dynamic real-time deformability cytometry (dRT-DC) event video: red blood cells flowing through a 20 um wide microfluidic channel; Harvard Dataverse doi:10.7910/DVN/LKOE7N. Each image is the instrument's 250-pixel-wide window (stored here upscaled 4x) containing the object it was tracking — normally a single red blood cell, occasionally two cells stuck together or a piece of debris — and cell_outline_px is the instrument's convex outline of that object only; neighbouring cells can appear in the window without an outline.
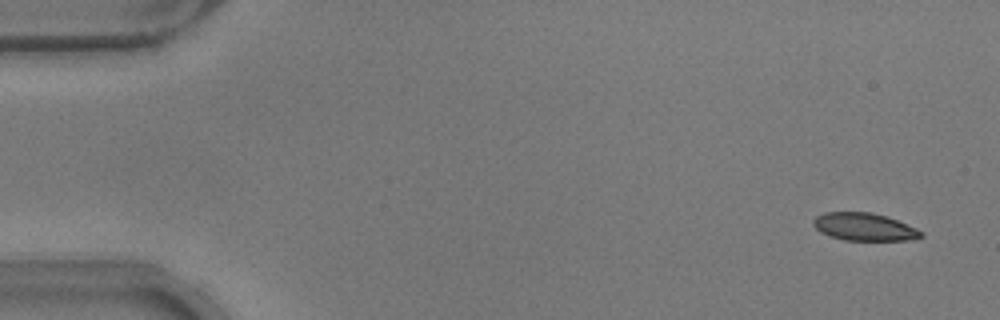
{"species": "common noctule bat (a hibernating species)", "species_latin": "Nyctalus noctula", "temperature_condition": "warm", "stored_images_in_passage": 51, "camera_frame_rate_fps": 3000, "um_per_image_px": 0.085, "animal": {"sex": "male", "body_mass_g": 17.9}, "frame": {"image": 1, "passage_image": 1, "time_ms": 0.0, "image_size_px": [1000, 320], "cell_outline_px": [[924, 236], [908, 240], [844, 240], [828, 236], [820, 232], [812, 224], [812, 220], [816, 216], [824, 212], [872, 212], [888, 216], [916, 228], [924, 232]], "centroid_in_image_um": [73.45, 19.27], "position_along_channel_um": 11.6, "area_um2": 17.57}}
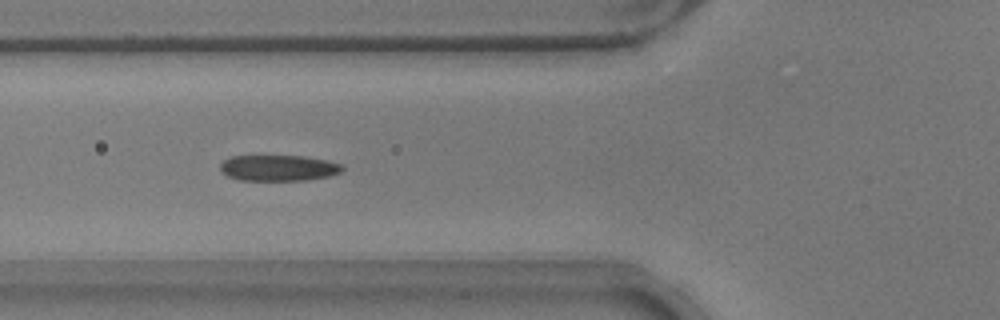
{"frame": {"image": 2, "passage_image": 18, "time_ms": 5.667, "image_size_px": [1000, 320], "cell_outline_px": [[344, 168], [340, 172], [328, 176], [304, 180], [240, 180], [228, 176], [220, 172], [220, 164], [224, 160], [232, 156], [304, 156], [328, 160], [340, 164]], "centroid_in_image_um": [23.65, 14.27], "position_along_channel_um": 102.2, "area_um2": 18.38}}
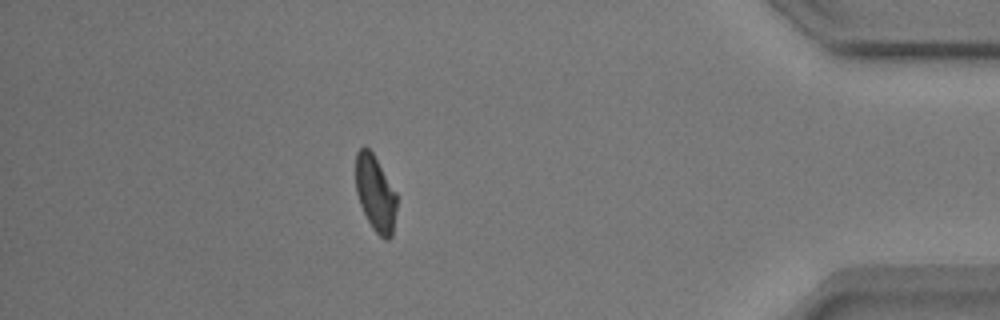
{"frame": {"image": 3, "passage_image": 45, "time_ms": 14.667, "image_size_px": [1000, 320], "cell_outline_px": [[396, 208], [392, 236], [388, 240], [384, 240], [372, 228], [360, 204], [356, 192], [356, 152], [364, 144], [372, 152], [396, 192]], "centroid_in_image_um": [31.9, 16.43], "position_along_channel_um": 403.3, "area_um2": 18.03}, "authors_computed_cell_mechanics": {"area_um2": 19.0162, "velocity_mm_per_s": 3.8238, "shape_relaxation_time_tau1_ms": 4.0813, "shape_relaxation_time_tau2_ms": 1.7612, "deformation_change_tau1": 0.1533, "deformation_change_tau2": 0.0888}}